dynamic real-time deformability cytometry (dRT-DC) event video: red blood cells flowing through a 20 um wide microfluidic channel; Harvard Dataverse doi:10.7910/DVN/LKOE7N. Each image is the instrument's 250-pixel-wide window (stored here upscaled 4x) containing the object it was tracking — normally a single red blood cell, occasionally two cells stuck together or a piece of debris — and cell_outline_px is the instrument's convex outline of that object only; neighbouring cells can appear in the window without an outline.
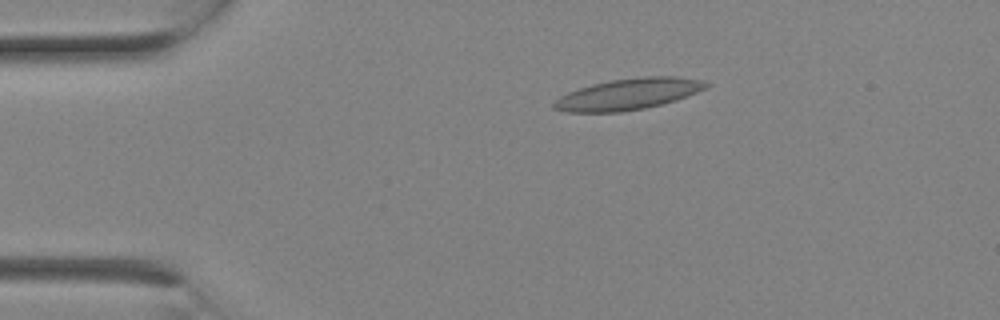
{"species": "Egyptian fruit bat (a non-hibernating species)", "species_latin": "Rousettus aegyptiacus", "temperature_condition": "room temperature", "stored_images_in_passage": 2, "camera_frame_rate_fps": 3000, "um_per_image_px": 0.085, "animal": {"sex": "female"}, "frame": {"image": 1, "passage_image": 2, "time_ms": 0.333, "image_size_px": [1000, 320], "cell_outline_px": [[712, 84], [708, 88], [676, 100], [644, 108], [620, 112], [568, 112], [552, 108], [552, 104], [560, 96], [568, 92], [592, 84], [608, 80], [644, 76], [676, 76], [704, 80]], "centroid_in_image_um": [53.44, 7.98], "position_along_channel_um": 31.6, "area_um2": 27.8}}